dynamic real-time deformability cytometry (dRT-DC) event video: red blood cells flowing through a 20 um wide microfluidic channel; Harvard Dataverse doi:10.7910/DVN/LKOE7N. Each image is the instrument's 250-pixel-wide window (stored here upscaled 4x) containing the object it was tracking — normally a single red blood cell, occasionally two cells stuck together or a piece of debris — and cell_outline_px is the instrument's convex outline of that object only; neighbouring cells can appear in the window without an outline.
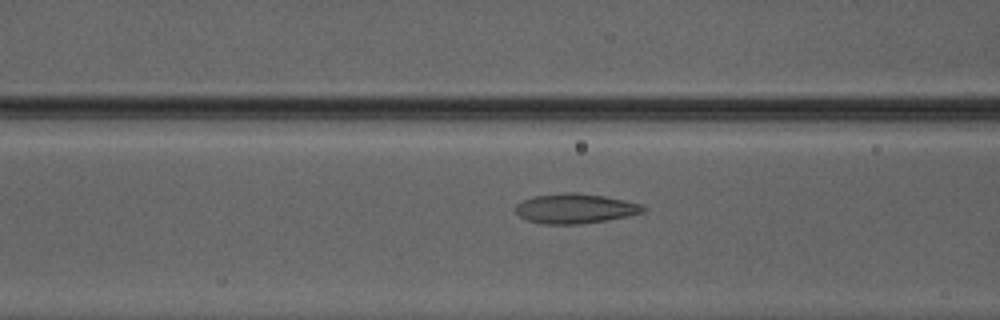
{"species": "Egyptian fruit bat (a non-hibernating species)", "species_latin": "Rousettus aegyptiacus", "temperature_condition": "warm", "stored_images_in_passage": 29, "camera_frame_rate_fps": 3000, "um_per_image_px": 0.085, "animal": {"sex": "male"}, "frame": {"image": 1, "passage_image": 12, "time_ms": 3.667, "image_size_px": [1000, 320], "cell_outline_px": [[648, 208], [644, 212], [628, 216], [580, 224], [544, 224], [528, 220], [520, 216], [516, 212], [516, 204], [524, 200], [536, 196], [572, 192], [604, 196], [624, 200], [640, 204]], "centroid_in_image_um": [48.92, 17.73], "position_along_channel_um": 117.7, "area_um2": 21.79}}
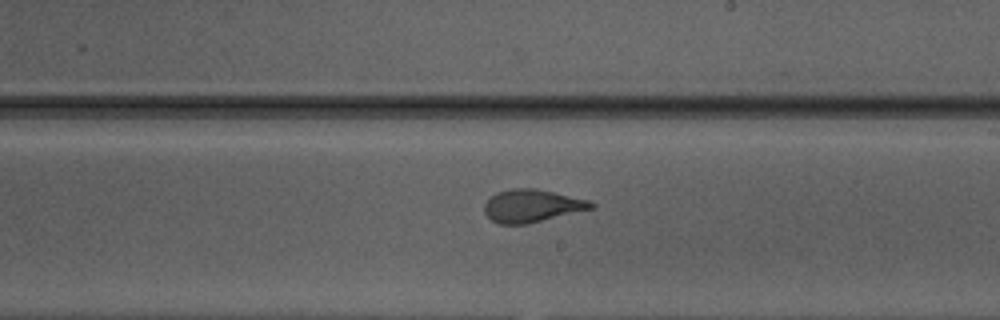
{"frame": {"image": 2, "passage_image": 21, "time_ms": 6.667, "image_size_px": [1000, 320], "cell_outline_px": [[596, 208], [528, 224], [500, 224], [492, 220], [484, 212], [484, 204], [496, 192], [512, 188], [536, 188], [588, 200], [596, 204]], "centroid_in_image_um": [45.24, 17.5], "position_along_channel_um": 243.8, "area_um2": 20.46}}
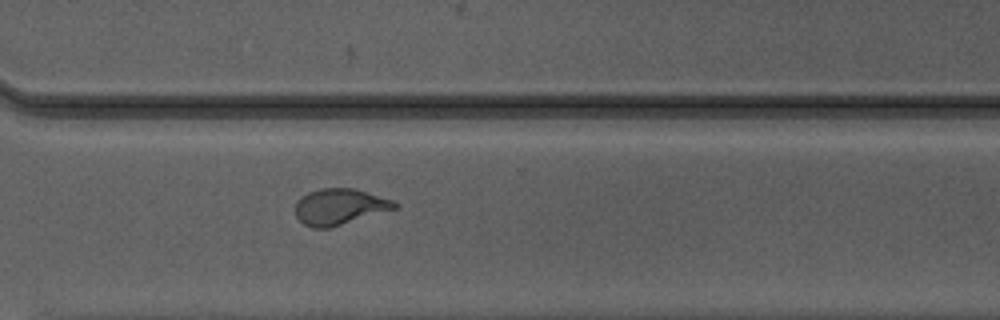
{"frame": {"image": 3, "passage_image": 28, "time_ms": 9.0, "image_size_px": [1000, 320], "cell_outline_px": [[400, 208], [328, 228], [312, 228], [304, 224], [296, 216], [296, 204], [308, 192], [320, 188], [352, 188], [392, 200], [400, 204]], "centroid_in_image_um": [28.91, 17.58], "position_along_channel_um": 341.7, "area_um2": 20.69}}